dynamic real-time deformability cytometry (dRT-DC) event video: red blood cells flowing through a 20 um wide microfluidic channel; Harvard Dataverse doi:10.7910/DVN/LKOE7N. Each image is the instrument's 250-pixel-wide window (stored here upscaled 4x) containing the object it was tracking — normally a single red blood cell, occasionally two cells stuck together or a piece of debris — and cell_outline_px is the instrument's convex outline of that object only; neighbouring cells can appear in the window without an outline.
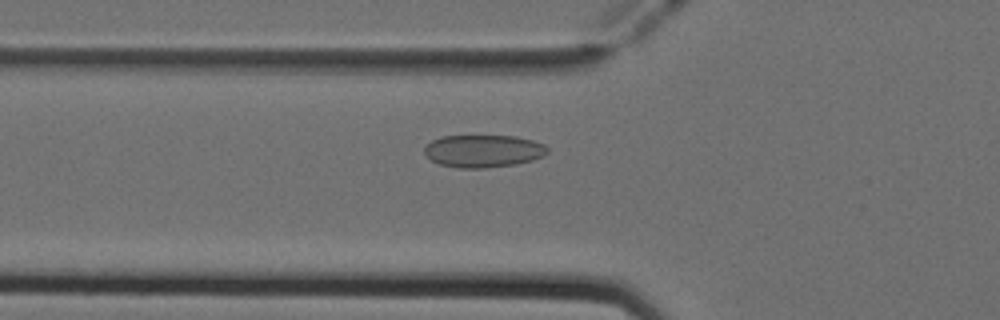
{"species": "Egyptian fruit bat (a non-hibernating species)", "species_latin": "Rousettus aegyptiacus", "temperature_condition": "cold", "stored_images_in_passage": 51, "camera_frame_rate_fps": 3000, "um_per_image_px": 0.085, "animal": {"sex": "female"}, "frame": {"image": 1, "passage_image": 18, "time_ms": 5.667, "image_size_px": [1000, 320], "cell_outline_px": [[548, 152], [544, 156], [532, 160], [516, 164], [484, 168], [460, 168], [440, 164], [432, 160], [424, 152], [424, 148], [432, 140], [440, 136], [516, 136], [532, 140], [544, 144], [548, 148]], "centroid_in_image_um": [41.1, 12.83], "position_along_channel_um": 84.7, "area_um2": 23.29}}
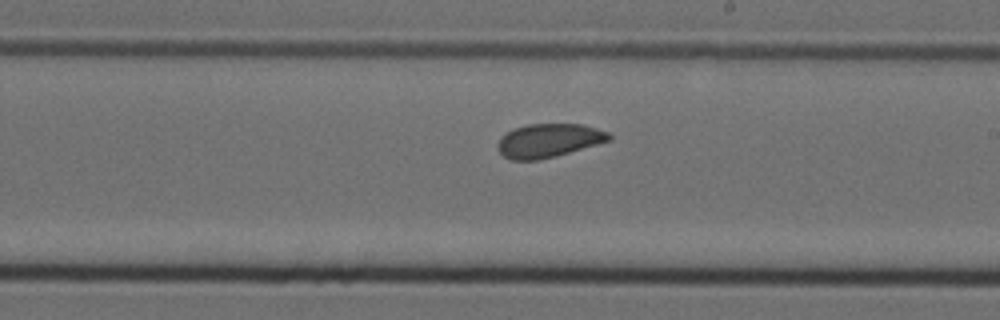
{"frame": {"image": 2, "passage_image": 30, "time_ms": 9.667, "image_size_px": [1000, 320], "cell_outline_px": [[612, 140], [556, 156], [540, 160], [512, 160], [504, 156], [500, 152], [500, 136], [516, 128], [528, 124], [580, 124], [596, 128], [608, 132], [612, 136]], "centroid_in_image_um": [46.69, 11.95], "position_along_channel_um": 242.3, "area_um2": 21.62}}
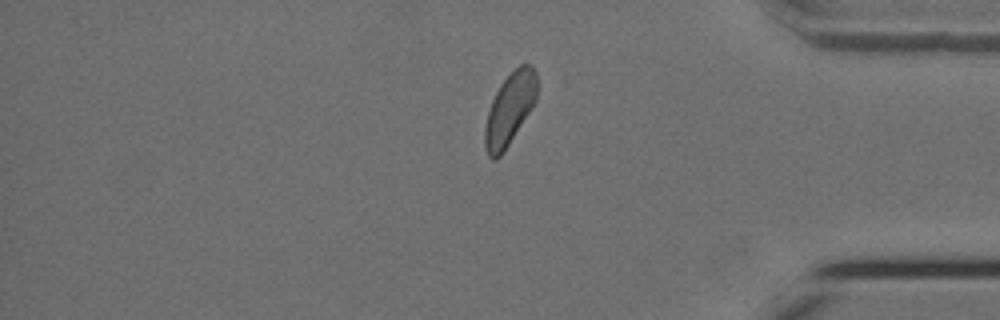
{"frame": {"image": 3, "passage_image": 43, "time_ms": 14.0, "image_size_px": [1000, 320], "cell_outline_px": [[536, 100], [504, 152], [496, 160], [492, 160], [488, 156], [484, 144], [484, 128], [488, 112], [492, 100], [500, 84], [520, 64], [528, 64], [536, 72]], "centroid_in_image_um": [43.29, 9.31], "position_along_channel_um": 391.9, "area_um2": 21.5}, "authors_computed_cell_mechanics": {"area_um2": 22.3686, "velocity_mm_per_s": 3.9269, "shape_relaxation_time_tau1_ms": null, "shape_relaxation_time_tau2_ms": 4.4106, "deformation_change_tau1": null, "deformation_change_tau2": 0.064}}